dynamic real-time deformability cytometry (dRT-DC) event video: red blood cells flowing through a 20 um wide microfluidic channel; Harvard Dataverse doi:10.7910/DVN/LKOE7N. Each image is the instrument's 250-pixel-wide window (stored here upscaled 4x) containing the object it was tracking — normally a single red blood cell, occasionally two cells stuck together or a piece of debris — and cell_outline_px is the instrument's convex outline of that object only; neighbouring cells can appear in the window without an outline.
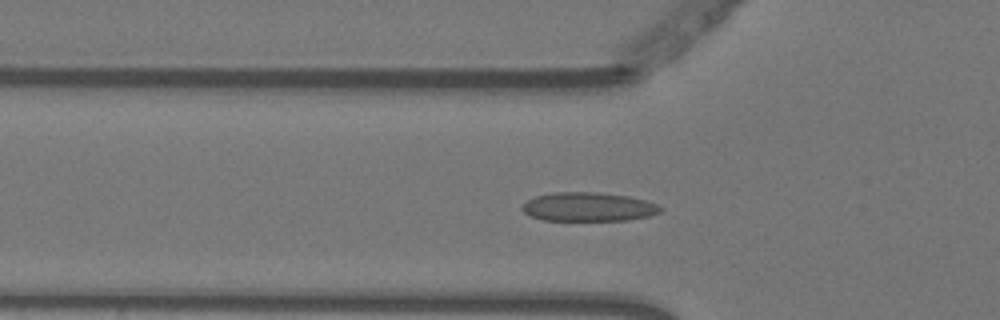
{"species": "Egyptian fruit bat (a non-hibernating species)", "species_latin": "Rousettus aegyptiacus", "temperature_condition": "warm", "stored_images_in_passage": 43, "camera_frame_rate_fps": 3000, "um_per_image_px": 0.085, "animal": {"sex": "female"}, "frame": {"image": 1, "passage_image": 7, "time_ms": 2.0, "image_size_px": [1000, 320], "cell_outline_px": [[664, 208], [660, 212], [648, 216], [628, 220], [544, 220], [528, 216], [520, 208], [528, 200], [536, 196], [552, 192], [596, 192], [628, 196], [644, 200], [656, 204]], "centroid_in_image_um": [49.99, 17.58], "position_along_channel_um": 75.8, "area_um2": 23.24}}
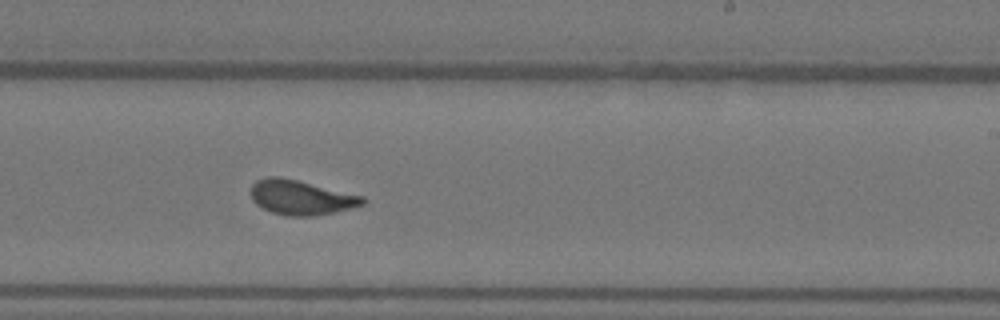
{"frame": {"image": 2, "passage_image": 22, "time_ms": 7.0, "image_size_px": [1000, 320], "cell_outline_px": [[368, 200], [364, 204], [352, 208], [312, 216], [288, 216], [272, 212], [256, 204], [252, 200], [252, 184], [256, 180], [268, 176], [280, 176], [364, 196]], "centroid_in_image_um": [25.6, 16.78], "position_along_channel_um": 263.4, "area_um2": 22.48}}
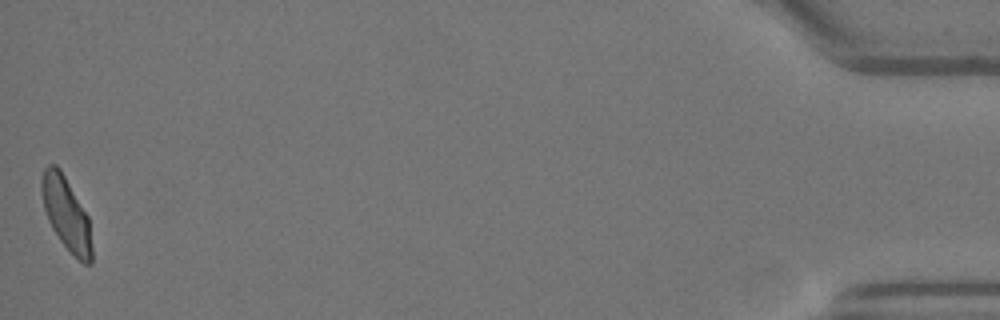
{"frame": {"image": 3, "passage_image": 43, "time_ms": 14.0, "image_size_px": [1000, 320], "cell_outline_px": [[92, 264], [84, 264], [60, 240], [52, 228], [48, 220], [44, 208], [40, 192], [40, 180], [44, 168], [48, 164], [56, 164], [60, 168], [88, 216], [92, 248]], "centroid_in_image_um": [5.61, 18.12], "position_along_channel_um": 429.6, "area_um2": 21.27}, "authors_computed_cell_mechanics": {"area_um2": 22.253, "velocity_mm_per_s": 3.7375, "shape_relaxation_time_tau1_ms": 5.8149, "shape_relaxation_time_tau2_ms": 0.798, "deformation_change_tau1": 0.1611, "deformation_change_tau2": 0.0521}}